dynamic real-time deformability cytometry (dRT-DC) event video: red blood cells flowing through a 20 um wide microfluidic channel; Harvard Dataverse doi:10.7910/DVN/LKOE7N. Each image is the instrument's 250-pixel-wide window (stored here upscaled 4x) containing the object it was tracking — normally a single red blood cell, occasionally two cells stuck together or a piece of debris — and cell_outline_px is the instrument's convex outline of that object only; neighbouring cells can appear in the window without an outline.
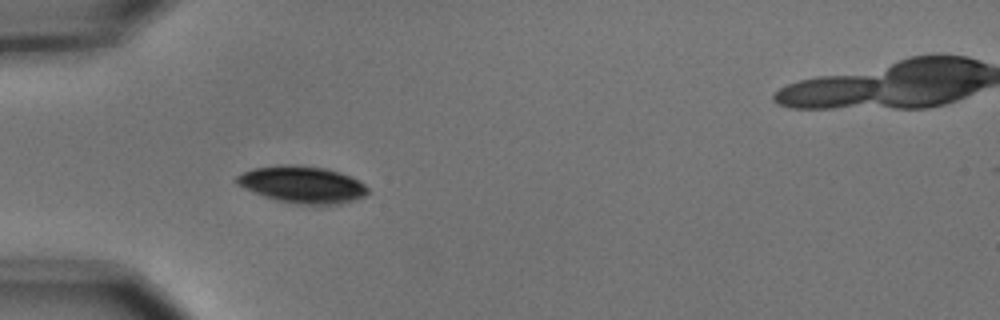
{"species": "common noctule bat (a hibernating species)", "species_latin": "Nyctalus noctula", "temperature_condition": "cold", "stored_images_in_passage": 5, "camera_frame_rate_fps": 3000, "um_per_image_px": 0.085, "animal": {"sex": "male", "body_mass_g": 15.6}, "frame": {"image": 1, "passage_image": 4, "time_ms": 1.0, "image_size_px": [1000, 320], "cell_outline_px": [[368, 192], [364, 196], [340, 204], [300, 204], [276, 200], [264, 196], [244, 188], [236, 184], [236, 176], [252, 168], [280, 164], [300, 164], [328, 168], [340, 172], [360, 180], [368, 188]], "centroid_in_image_um": [25.69, 15.66], "position_along_channel_um": 59.3, "area_um2": 28.38}}